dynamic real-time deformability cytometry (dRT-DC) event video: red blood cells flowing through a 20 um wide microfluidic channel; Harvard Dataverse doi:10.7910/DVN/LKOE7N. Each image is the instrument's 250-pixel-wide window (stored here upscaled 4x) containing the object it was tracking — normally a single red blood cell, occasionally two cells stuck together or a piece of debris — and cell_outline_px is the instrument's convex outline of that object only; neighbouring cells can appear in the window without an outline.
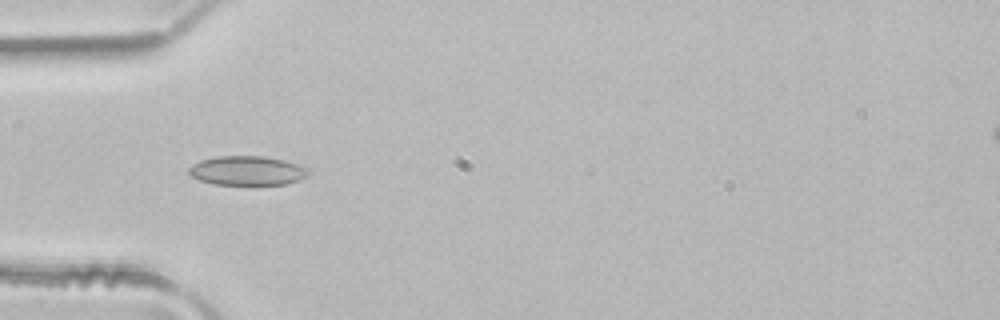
{"species": "common noctule bat (a hibernating species)", "species_latin": "Nyctalus noctula", "temperature_condition": "room temperature", "stored_images_in_passage": 3, "camera_frame_rate_fps": 3000, "um_per_image_px": 0.085, "animal": {"sex": "male", "body_mass_g": 21.5, "forearm_length_mm": 52.0}, "frame": {"image": 1, "passage_image": 3, "time_ms": 0.667, "image_size_px": [1000, 320], "cell_outline_px": [[308, 176], [300, 180], [288, 184], [212, 184], [200, 180], [192, 176], [188, 172], [188, 168], [192, 164], [200, 160], [216, 156], [264, 156], [284, 160], [308, 168]], "centroid_in_image_um": [21.0, 14.5], "position_along_channel_um": 64.0, "area_um2": 20.4}}